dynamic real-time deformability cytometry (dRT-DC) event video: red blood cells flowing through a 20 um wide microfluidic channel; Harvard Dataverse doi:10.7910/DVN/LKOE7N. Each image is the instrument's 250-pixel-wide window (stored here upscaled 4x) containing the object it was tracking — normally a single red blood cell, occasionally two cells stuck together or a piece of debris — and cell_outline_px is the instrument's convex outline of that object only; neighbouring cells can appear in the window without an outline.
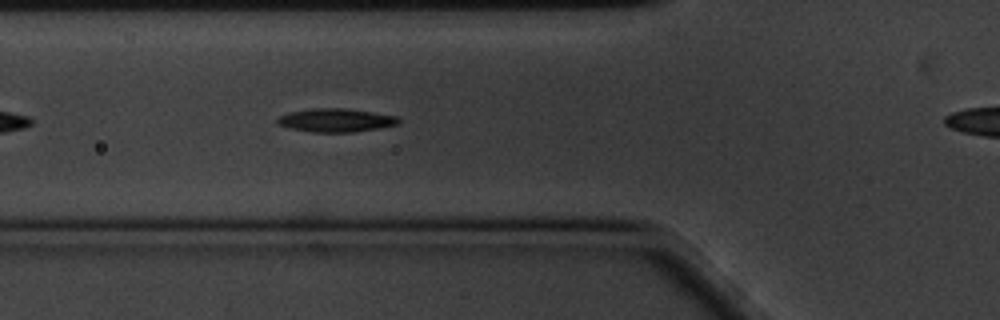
{"species": "common noctule bat (a hibernating species)", "species_latin": "Nyctalus noctula", "temperature_condition": "cold", "stored_images_in_passage": 38, "camera_frame_rate_fps": 3000, "um_per_image_px": 0.085, "animal": {"sex": "male", "body_mass_g": 20.1, "forearm_length_mm": 53.5}, "frame": {"image": 1, "passage_image": 7, "time_ms": 2.0, "image_size_px": [1000, 320], "cell_outline_px": [[400, 124], [380, 128], [352, 132], [312, 132], [292, 128], [276, 124], [276, 120], [280, 116], [288, 112], [312, 108], [348, 108], [396, 116], [400, 120]], "centroid_in_image_um": [28.55, 10.21], "position_along_channel_um": 97.2, "area_um2": 16.59}}
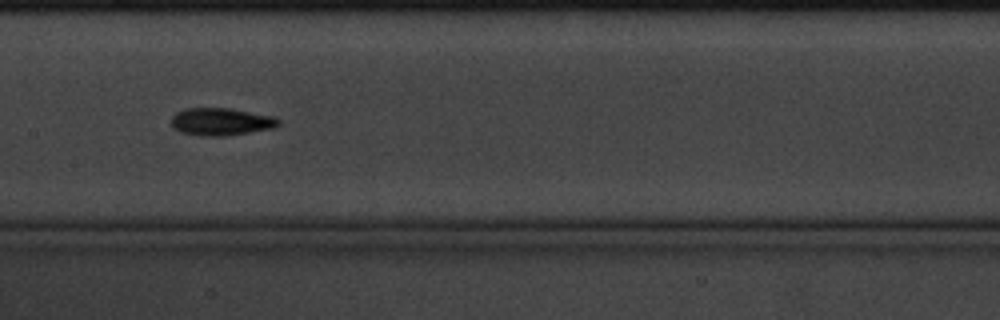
{"frame": {"image": 2, "passage_image": 15, "time_ms": 4.667, "image_size_px": [1000, 320], "cell_outline_px": [[280, 124], [272, 128], [224, 136], [204, 136], [180, 132], [172, 128], [172, 116], [176, 112], [184, 108], [228, 108], [276, 116], [280, 120]], "centroid_in_image_um": [18.78, 10.33], "position_along_channel_um": 188.6, "area_um2": 17.22}}
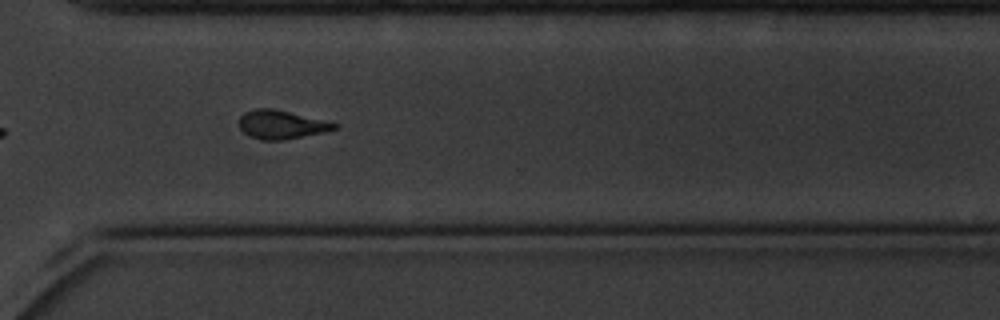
{"frame": {"image": 3, "passage_image": 29, "time_ms": 9.333, "image_size_px": [1000, 320], "cell_outline_px": [[340, 128], [324, 132], [280, 140], [264, 140], [252, 136], [244, 132], [240, 128], [240, 116], [244, 112], [256, 108], [268, 108], [332, 120], [340, 124]], "centroid_in_image_um": [24.02, 10.57], "position_along_channel_um": 346.6, "area_um2": 15.95}, "authors_computed_cell_mechanics": {"area_um2": 16.2129, "velocity_mm_per_s": 3.3994, "shape_relaxation_time_tau1_ms": 3.8224, "shape_relaxation_time_tau2_ms": 5.5084, "deformation_change_tau1": 0.1438, "deformation_change_tau2": 0.1473}}